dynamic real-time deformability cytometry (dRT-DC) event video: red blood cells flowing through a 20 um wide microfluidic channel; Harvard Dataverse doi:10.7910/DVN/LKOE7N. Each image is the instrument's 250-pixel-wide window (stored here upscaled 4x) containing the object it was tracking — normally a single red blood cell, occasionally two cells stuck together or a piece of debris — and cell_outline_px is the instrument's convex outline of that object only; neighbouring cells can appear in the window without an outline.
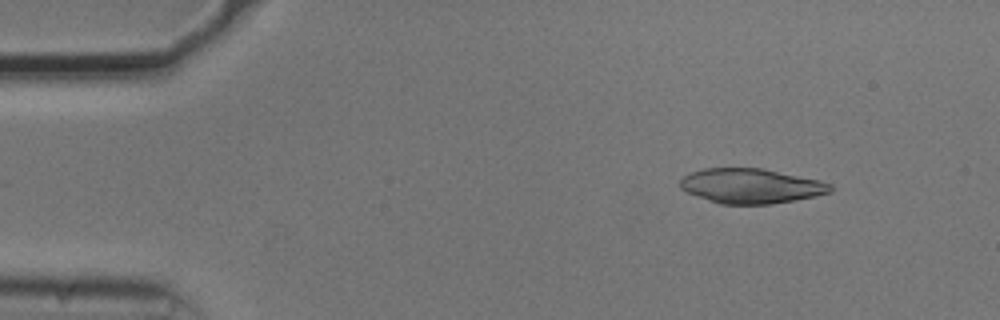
{"species": "common noctule bat (a hibernating species)", "species_latin": "Nyctalus noctula", "temperature_condition": "cold", "stored_images_in_passage": 50, "camera_frame_rate_fps": 3000, "um_per_image_px": 0.085, "animal": {"sex": "male", "body_mass_g": 20.5, "forearm_length_mm": 52.5}, "frame": {"image": 1, "passage_image": 3, "time_ms": 0.667, "image_size_px": [1000, 320], "cell_outline_px": [[832, 192], [816, 196], [796, 200], [772, 204], [720, 204], [688, 192], [680, 188], [680, 180], [688, 172], [704, 168], [764, 168], [820, 180], [832, 184]], "centroid_in_image_um": [63.86, 15.8], "position_along_channel_um": 21.1, "area_um2": 30.63}}